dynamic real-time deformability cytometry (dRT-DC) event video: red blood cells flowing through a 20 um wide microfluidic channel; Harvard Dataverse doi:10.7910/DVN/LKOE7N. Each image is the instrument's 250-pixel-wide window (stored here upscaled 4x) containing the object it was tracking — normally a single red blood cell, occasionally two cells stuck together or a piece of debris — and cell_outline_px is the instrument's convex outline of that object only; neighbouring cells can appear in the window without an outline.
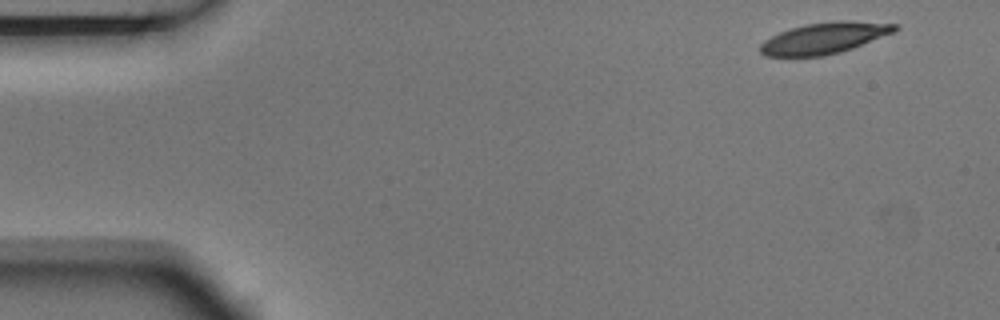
{"species": "Egyptian fruit bat (a non-hibernating species)", "species_latin": "Rousettus aegyptiacus", "temperature_condition": "room temperature", "stored_images_in_passage": 4, "camera_frame_rate_fps": 3000, "um_per_image_px": 0.085, "animal": {"sex": "male"}, "frame": {"image": 1, "passage_image": 1, "time_ms": 0.0, "image_size_px": [1000, 320], "cell_outline_px": [[900, 28], [896, 32], [852, 48], [840, 52], [824, 56], [768, 56], [760, 52], [760, 44], [764, 40], [780, 32], [804, 24], [840, 20], [844, 20], [900, 24]], "centroid_in_image_um": [70.12, 3.23], "position_along_channel_um": 14.9, "area_um2": 24.51}}
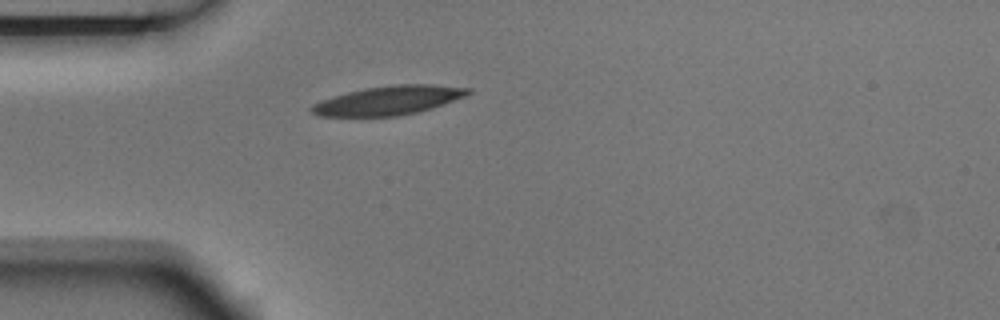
{"frame": {"image": 2, "passage_image": 4, "time_ms": 1.0, "image_size_px": [1000, 320], "cell_outline_px": [[472, 92], [464, 96], [432, 108], [416, 112], [396, 116], [316, 116], [308, 108], [312, 104], [320, 100], [332, 96], [364, 88], [396, 84], [432, 84], [472, 88]], "centroid_in_image_um": [32.99, 8.53], "position_along_channel_um": 52.0, "area_um2": 26.41}}